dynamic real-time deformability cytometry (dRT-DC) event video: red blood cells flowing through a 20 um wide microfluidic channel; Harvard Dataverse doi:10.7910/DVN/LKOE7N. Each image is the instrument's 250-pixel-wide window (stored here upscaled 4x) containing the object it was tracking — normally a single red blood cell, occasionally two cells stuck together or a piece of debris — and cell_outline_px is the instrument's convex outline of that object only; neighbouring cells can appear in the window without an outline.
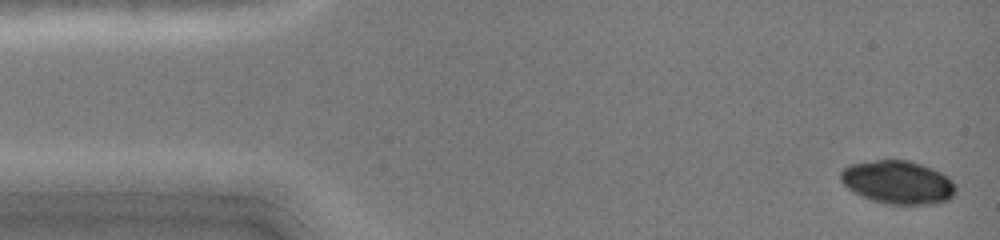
{"species": "common noctule bat (a hibernating species)", "species_latin": "Nyctalus noctula", "temperature_condition": "cold", "stored_images_in_passage": 46, "camera_frame_rate_fps": 3000, "um_per_image_px": 0.085, "animal": {"sex": "female", "body_mass_g": 19.0, "forearm_length_mm": 51.5}, "frame": {"image": 1, "passage_image": 2, "time_ms": 0.333, "image_size_px": [1000, 240], "cell_outline_px": [[956, 192], [948, 200], [940, 204], [888, 204], [872, 200], [860, 196], [852, 192], [840, 180], [840, 172], [844, 168], [852, 164], [876, 160], [908, 160], [932, 168], [948, 176], [956, 184]], "centroid_in_image_um": [76.34, 15.51], "position_along_channel_um": 8.7, "area_um2": 29.19}}
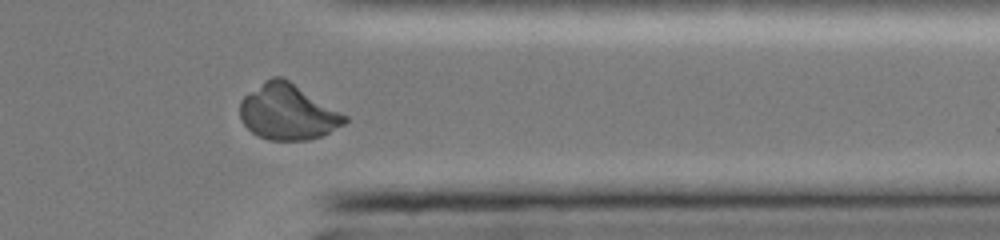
{"frame": {"image": 2, "passage_image": 38, "time_ms": 12.333, "image_size_px": [1000, 240], "cell_outline_px": [[348, 120], [344, 124], [320, 136], [308, 140], [268, 140], [252, 132], [244, 124], [240, 116], [240, 100], [244, 96], [264, 80], [272, 76], [280, 76], [288, 80], [348, 116]], "centroid_in_image_um": [24.44, 9.52], "position_along_channel_um": 387.0, "area_um2": 33.64}}
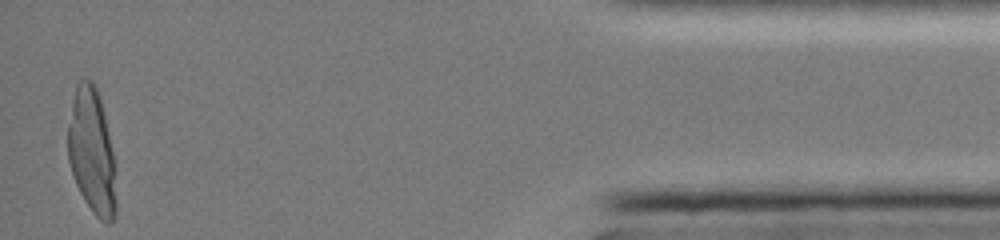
{"frame": {"image": 3, "passage_image": 46, "time_ms": 15.0, "image_size_px": [1000, 240], "cell_outline_px": [[116, 212], [112, 224], [104, 224], [92, 212], [84, 200], [76, 184], [68, 160], [68, 128], [72, 100], [76, 84], [80, 80], [92, 80], [100, 96], [112, 152], [116, 200]], "centroid_in_image_um": [7.79, 12.92], "position_along_channel_um": 427.4, "area_um2": 34.91}}